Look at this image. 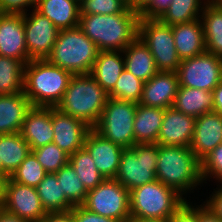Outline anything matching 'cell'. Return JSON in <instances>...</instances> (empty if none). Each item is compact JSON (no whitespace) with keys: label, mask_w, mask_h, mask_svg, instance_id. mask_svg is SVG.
<instances>
[{"label":"cell","mask_w":222,"mask_h":222,"mask_svg":"<svg viewBox=\"0 0 222 222\" xmlns=\"http://www.w3.org/2000/svg\"><path fill=\"white\" fill-rule=\"evenodd\" d=\"M197 207V222H222L217 216L208 210L204 205Z\"/></svg>","instance_id":"bcb514c9"},{"label":"cell","mask_w":222,"mask_h":222,"mask_svg":"<svg viewBox=\"0 0 222 222\" xmlns=\"http://www.w3.org/2000/svg\"><path fill=\"white\" fill-rule=\"evenodd\" d=\"M177 75L179 86L213 91L222 81V58L205 51L182 60Z\"/></svg>","instance_id":"8fae6325"},{"label":"cell","mask_w":222,"mask_h":222,"mask_svg":"<svg viewBox=\"0 0 222 222\" xmlns=\"http://www.w3.org/2000/svg\"><path fill=\"white\" fill-rule=\"evenodd\" d=\"M213 110L222 115V81L213 89Z\"/></svg>","instance_id":"7dc6e473"},{"label":"cell","mask_w":222,"mask_h":222,"mask_svg":"<svg viewBox=\"0 0 222 222\" xmlns=\"http://www.w3.org/2000/svg\"><path fill=\"white\" fill-rule=\"evenodd\" d=\"M23 16L25 42L29 59H46L56 42L59 29L34 8L30 16L27 12L23 13Z\"/></svg>","instance_id":"7c38bea8"},{"label":"cell","mask_w":222,"mask_h":222,"mask_svg":"<svg viewBox=\"0 0 222 222\" xmlns=\"http://www.w3.org/2000/svg\"><path fill=\"white\" fill-rule=\"evenodd\" d=\"M158 143L135 144L123 150L115 179L129 192L156 180Z\"/></svg>","instance_id":"52a82bcc"},{"label":"cell","mask_w":222,"mask_h":222,"mask_svg":"<svg viewBox=\"0 0 222 222\" xmlns=\"http://www.w3.org/2000/svg\"><path fill=\"white\" fill-rule=\"evenodd\" d=\"M0 222H27L18 215L6 211L3 207L0 209Z\"/></svg>","instance_id":"c3c4849f"},{"label":"cell","mask_w":222,"mask_h":222,"mask_svg":"<svg viewBox=\"0 0 222 222\" xmlns=\"http://www.w3.org/2000/svg\"><path fill=\"white\" fill-rule=\"evenodd\" d=\"M131 219H169L187 200L158 180L129 192Z\"/></svg>","instance_id":"8992f818"},{"label":"cell","mask_w":222,"mask_h":222,"mask_svg":"<svg viewBox=\"0 0 222 222\" xmlns=\"http://www.w3.org/2000/svg\"><path fill=\"white\" fill-rule=\"evenodd\" d=\"M172 33L177 55L181 61L206 51L203 25L200 19L172 25Z\"/></svg>","instance_id":"44dd1931"},{"label":"cell","mask_w":222,"mask_h":222,"mask_svg":"<svg viewBox=\"0 0 222 222\" xmlns=\"http://www.w3.org/2000/svg\"><path fill=\"white\" fill-rule=\"evenodd\" d=\"M80 14H119L127 13V0H82L80 3Z\"/></svg>","instance_id":"74e56055"},{"label":"cell","mask_w":222,"mask_h":222,"mask_svg":"<svg viewBox=\"0 0 222 222\" xmlns=\"http://www.w3.org/2000/svg\"><path fill=\"white\" fill-rule=\"evenodd\" d=\"M30 152L29 144L21 136L20 132L0 134L2 174L9 178Z\"/></svg>","instance_id":"83f0119b"},{"label":"cell","mask_w":222,"mask_h":222,"mask_svg":"<svg viewBox=\"0 0 222 222\" xmlns=\"http://www.w3.org/2000/svg\"><path fill=\"white\" fill-rule=\"evenodd\" d=\"M189 203V204H188ZM169 222H197V207L185 202L170 218Z\"/></svg>","instance_id":"7bdbcfd3"},{"label":"cell","mask_w":222,"mask_h":222,"mask_svg":"<svg viewBox=\"0 0 222 222\" xmlns=\"http://www.w3.org/2000/svg\"><path fill=\"white\" fill-rule=\"evenodd\" d=\"M201 175L203 181L214 175L222 183V143L201 161Z\"/></svg>","instance_id":"f35d334b"},{"label":"cell","mask_w":222,"mask_h":222,"mask_svg":"<svg viewBox=\"0 0 222 222\" xmlns=\"http://www.w3.org/2000/svg\"><path fill=\"white\" fill-rule=\"evenodd\" d=\"M88 211L120 222H129V191L115 178L105 179L95 189L89 190L82 205Z\"/></svg>","instance_id":"30bf717a"},{"label":"cell","mask_w":222,"mask_h":222,"mask_svg":"<svg viewBox=\"0 0 222 222\" xmlns=\"http://www.w3.org/2000/svg\"><path fill=\"white\" fill-rule=\"evenodd\" d=\"M195 120V117L185 115L173 107L165 109L157 143L189 147L194 134Z\"/></svg>","instance_id":"ac0fdd59"},{"label":"cell","mask_w":222,"mask_h":222,"mask_svg":"<svg viewBox=\"0 0 222 222\" xmlns=\"http://www.w3.org/2000/svg\"><path fill=\"white\" fill-rule=\"evenodd\" d=\"M69 163L87 191L95 189L105 180L97 170L93 158L85 147L70 155Z\"/></svg>","instance_id":"1f68e13d"},{"label":"cell","mask_w":222,"mask_h":222,"mask_svg":"<svg viewBox=\"0 0 222 222\" xmlns=\"http://www.w3.org/2000/svg\"><path fill=\"white\" fill-rule=\"evenodd\" d=\"M0 56L20 60L24 65L30 61L23 13H0Z\"/></svg>","instance_id":"5bb4252c"},{"label":"cell","mask_w":222,"mask_h":222,"mask_svg":"<svg viewBox=\"0 0 222 222\" xmlns=\"http://www.w3.org/2000/svg\"><path fill=\"white\" fill-rule=\"evenodd\" d=\"M24 70L25 65L20 60L0 56V95L23 92Z\"/></svg>","instance_id":"4dcf8cb0"},{"label":"cell","mask_w":222,"mask_h":222,"mask_svg":"<svg viewBox=\"0 0 222 222\" xmlns=\"http://www.w3.org/2000/svg\"><path fill=\"white\" fill-rule=\"evenodd\" d=\"M222 185V183H221ZM212 197H209V200H206V204H203L208 208L215 216L222 220V186L218 190L214 191Z\"/></svg>","instance_id":"ee69618b"},{"label":"cell","mask_w":222,"mask_h":222,"mask_svg":"<svg viewBox=\"0 0 222 222\" xmlns=\"http://www.w3.org/2000/svg\"><path fill=\"white\" fill-rule=\"evenodd\" d=\"M62 193L73 206L84 204L88 191L78 178L73 167L68 162L61 167L56 173Z\"/></svg>","instance_id":"836d02e7"},{"label":"cell","mask_w":222,"mask_h":222,"mask_svg":"<svg viewBox=\"0 0 222 222\" xmlns=\"http://www.w3.org/2000/svg\"><path fill=\"white\" fill-rule=\"evenodd\" d=\"M72 76L47 59L30 60L25 65L23 93L32 106L56 107Z\"/></svg>","instance_id":"3957f363"},{"label":"cell","mask_w":222,"mask_h":222,"mask_svg":"<svg viewBox=\"0 0 222 222\" xmlns=\"http://www.w3.org/2000/svg\"><path fill=\"white\" fill-rule=\"evenodd\" d=\"M20 134L30 150L53 142L52 107L32 106L24 118Z\"/></svg>","instance_id":"ffe728a7"},{"label":"cell","mask_w":222,"mask_h":222,"mask_svg":"<svg viewBox=\"0 0 222 222\" xmlns=\"http://www.w3.org/2000/svg\"><path fill=\"white\" fill-rule=\"evenodd\" d=\"M138 37L149 48L158 71L177 72L181 60L177 55L172 26L159 19L139 17Z\"/></svg>","instance_id":"9c48e42d"},{"label":"cell","mask_w":222,"mask_h":222,"mask_svg":"<svg viewBox=\"0 0 222 222\" xmlns=\"http://www.w3.org/2000/svg\"><path fill=\"white\" fill-rule=\"evenodd\" d=\"M136 107L135 102L109 97L93 129L105 139L124 149L133 147L135 145L133 123Z\"/></svg>","instance_id":"ba28073f"},{"label":"cell","mask_w":222,"mask_h":222,"mask_svg":"<svg viewBox=\"0 0 222 222\" xmlns=\"http://www.w3.org/2000/svg\"><path fill=\"white\" fill-rule=\"evenodd\" d=\"M98 52L96 44L77 26L59 30L46 59L73 75L90 74Z\"/></svg>","instance_id":"5b68a950"},{"label":"cell","mask_w":222,"mask_h":222,"mask_svg":"<svg viewBox=\"0 0 222 222\" xmlns=\"http://www.w3.org/2000/svg\"><path fill=\"white\" fill-rule=\"evenodd\" d=\"M172 107L185 115L197 118L206 112L213 111V92L179 86Z\"/></svg>","instance_id":"4316f807"},{"label":"cell","mask_w":222,"mask_h":222,"mask_svg":"<svg viewBox=\"0 0 222 222\" xmlns=\"http://www.w3.org/2000/svg\"><path fill=\"white\" fill-rule=\"evenodd\" d=\"M139 13L80 14L78 27L99 51H123L138 36Z\"/></svg>","instance_id":"6da1fadb"},{"label":"cell","mask_w":222,"mask_h":222,"mask_svg":"<svg viewBox=\"0 0 222 222\" xmlns=\"http://www.w3.org/2000/svg\"><path fill=\"white\" fill-rule=\"evenodd\" d=\"M46 174L47 172L31 151L10 178L20 184L36 188L43 181Z\"/></svg>","instance_id":"d590c367"},{"label":"cell","mask_w":222,"mask_h":222,"mask_svg":"<svg viewBox=\"0 0 222 222\" xmlns=\"http://www.w3.org/2000/svg\"><path fill=\"white\" fill-rule=\"evenodd\" d=\"M35 7L33 0H0V13H25V7Z\"/></svg>","instance_id":"b9f144b4"},{"label":"cell","mask_w":222,"mask_h":222,"mask_svg":"<svg viewBox=\"0 0 222 222\" xmlns=\"http://www.w3.org/2000/svg\"><path fill=\"white\" fill-rule=\"evenodd\" d=\"M0 174H2V161H1V158H0Z\"/></svg>","instance_id":"db71d44e"},{"label":"cell","mask_w":222,"mask_h":222,"mask_svg":"<svg viewBox=\"0 0 222 222\" xmlns=\"http://www.w3.org/2000/svg\"><path fill=\"white\" fill-rule=\"evenodd\" d=\"M108 98V93L90 74L73 75L55 108L94 128Z\"/></svg>","instance_id":"277c9868"},{"label":"cell","mask_w":222,"mask_h":222,"mask_svg":"<svg viewBox=\"0 0 222 222\" xmlns=\"http://www.w3.org/2000/svg\"><path fill=\"white\" fill-rule=\"evenodd\" d=\"M31 108V101L23 92L0 95V134L20 132L24 118Z\"/></svg>","instance_id":"7402d4cb"},{"label":"cell","mask_w":222,"mask_h":222,"mask_svg":"<svg viewBox=\"0 0 222 222\" xmlns=\"http://www.w3.org/2000/svg\"><path fill=\"white\" fill-rule=\"evenodd\" d=\"M215 5H217L218 7L222 8V0H213L212 1Z\"/></svg>","instance_id":"f5cc1de1"},{"label":"cell","mask_w":222,"mask_h":222,"mask_svg":"<svg viewBox=\"0 0 222 222\" xmlns=\"http://www.w3.org/2000/svg\"><path fill=\"white\" fill-rule=\"evenodd\" d=\"M129 222H169V219H130Z\"/></svg>","instance_id":"816d5d0a"},{"label":"cell","mask_w":222,"mask_h":222,"mask_svg":"<svg viewBox=\"0 0 222 222\" xmlns=\"http://www.w3.org/2000/svg\"><path fill=\"white\" fill-rule=\"evenodd\" d=\"M156 180L182 196L203 182L201 161L190 147L159 145Z\"/></svg>","instance_id":"7a4b0ae2"},{"label":"cell","mask_w":222,"mask_h":222,"mask_svg":"<svg viewBox=\"0 0 222 222\" xmlns=\"http://www.w3.org/2000/svg\"><path fill=\"white\" fill-rule=\"evenodd\" d=\"M222 115L216 111L206 112L195 120V129L190 144L191 150L202 161L222 143Z\"/></svg>","instance_id":"e0dca14e"},{"label":"cell","mask_w":222,"mask_h":222,"mask_svg":"<svg viewBox=\"0 0 222 222\" xmlns=\"http://www.w3.org/2000/svg\"><path fill=\"white\" fill-rule=\"evenodd\" d=\"M202 1L173 0L169 5V8L163 13L159 20L166 25L172 26L176 24L192 22L196 19H199V11L203 10L205 8L204 5H206L208 2L204 0V3L202 5Z\"/></svg>","instance_id":"d6a6232c"},{"label":"cell","mask_w":222,"mask_h":222,"mask_svg":"<svg viewBox=\"0 0 222 222\" xmlns=\"http://www.w3.org/2000/svg\"><path fill=\"white\" fill-rule=\"evenodd\" d=\"M120 52L111 50L99 51L90 72V75L107 93L114 88L120 74L124 70V57H122Z\"/></svg>","instance_id":"484cf974"},{"label":"cell","mask_w":222,"mask_h":222,"mask_svg":"<svg viewBox=\"0 0 222 222\" xmlns=\"http://www.w3.org/2000/svg\"><path fill=\"white\" fill-rule=\"evenodd\" d=\"M201 12L206 51L222 58V8L207 2Z\"/></svg>","instance_id":"f1b7e54d"},{"label":"cell","mask_w":222,"mask_h":222,"mask_svg":"<svg viewBox=\"0 0 222 222\" xmlns=\"http://www.w3.org/2000/svg\"><path fill=\"white\" fill-rule=\"evenodd\" d=\"M8 177L4 174H0V206L3 207L5 201L6 183Z\"/></svg>","instance_id":"f907efd6"},{"label":"cell","mask_w":222,"mask_h":222,"mask_svg":"<svg viewBox=\"0 0 222 222\" xmlns=\"http://www.w3.org/2000/svg\"><path fill=\"white\" fill-rule=\"evenodd\" d=\"M84 147L93 158L97 170L105 179L116 177L123 147L105 139L93 128L85 138Z\"/></svg>","instance_id":"2e32d148"},{"label":"cell","mask_w":222,"mask_h":222,"mask_svg":"<svg viewBox=\"0 0 222 222\" xmlns=\"http://www.w3.org/2000/svg\"><path fill=\"white\" fill-rule=\"evenodd\" d=\"M151 0H127L128 7L138 13L150 2Z\"/></svg>","instance_id":"681fc988"},{"label":"cell","mask_w":222,"mask_h":222,"mask_svg":"<svg viewBox=\"0 0 222 222\" xmlns=\"http://www.w3.org/2000/svg\"><path fill=\"white\" fill-rule=\"evenodd\" d=\"M53 142L69 156L84 147L85 138L92 129L85 122L52 107Z\"/></svg>","instance_id":"9a60e30c"},{"label":"cell","mask_w":222,"mask_h":222,"mask_svg":"<svg viewBox=\"0 0 222 222\" xmlns=\"http://www.w3.org/2000/svg\"><path fill=\"white\" fill-rule=\"evenodd\" d=\"M179 87L177 72L158 71L144 82L139 104L158 108H171Z\"/></svg>","instance_id":"d6986e66"},{"label":"cell","mask_w":222,"mask_h":222,"mask_svg":"<svg viewBox=\"0 0 222 222\" xmlns=\"http://www.w3.org/2000/svg\"><path fill=\"white\" fill-rule=\"evenodd\" d=\"M71 211L74 214L75 222H120L108 217H103L96 213L88 211L86 208L81 206H74Z\"/></svg>","instance_id":"60d3db41"},{"label":"cell","mask_w":222,"mask_h":222,"mask_svg":"<svg viewBox=\"0 0 222 222\" xmlns=\"http://www.w3.org/2000/svg\"><path fill=\"white\" fill-rule=\"evenodd\" d=\"M165 109L137 103L133 123L135 144L157 143Z\"/></svg>","instance_id":"d4e9b609"},{"label":"cell","mask_w":222,"mask_h":222,"mask_svg":"<svg viewBox=\"0 0 222 222\" xmlns=\"http://www.w3.org/2000/svg\"><path fill=\"white\" fill-rule=\"evenodd\" d=\"M31 151L47 173H56L69 162V155L54 142Z\"/></svg>","instance_id":"8d00e7d4"},{"label":"cell","mask_w":222,"mask_h":222,"mask_svg":"<svg viewBox=\"0 0 222 222\" xmlns=\"http://www.w3.org/2000/svg\"><path fill=\"white\" fill-rule=\"evenodd\" d=\"M36 190L46 212H65L74 207L62 193L55 173H47Z\"/></svg>","instance_id":"f546056e"},{"label":"cell","mask_w":222,"mask_h":222,"mask_svg":"<svg viewBox=\"0 0 222 222\" xmlns=\"http://www.w3.org/2000/svg\"><path fill=\"white\" fill-rule=\"evenodd\" d=\"M121 53L125 54L124 68L143 82L158 72L153 55L138 36Z\"/></svg>","instance_id":"cb8c5ba5"},{"label":"cell","mask_w":222,"mask_h":222,"mask_svg":"<svg viewBox=\"0 0 222 222\" xmlns=\"http://www.w3.org/2000/svg\"><path fill=\"white\" fill-rule=\"evenodd\" d=\"M34 9L59 30L75 28L79 24L80 5L76 0H38Z\"/></svg>","instance_id":"603a6c76"},{"label":"cell","mask_w":222,"mask_h":222,"mask_svg":"<svg viewBox=\"0 0 222 222\" xmlns=\"http://www.w3.org/2000/svg\"><path fill=\"white\" fill-rule=\"evenodd\" d=\"M3 208L27 222H40L46 213L36 188L15 182L10 177L6 183Z\"/></svg>","instance_id":"4fadbf2b"},{"label":"cell","mask_w":222,"mask_h":222,"mask_svg":"<svg viewBox=\"0 0 222 222\" xmlns=\"http://www.w3.org/2000/svg\"><path fill=\"white\" fill-rule=\"evenodd\" d=\"M40 222H75L71 210L65 212H46Z\"/></svg>","instance_id":"f6af8a7d"},{"label":"cell","mask_w":222,"mask_h":222,"mask_svg":"<svg viewBox=\"0 0 222 222\" xmlns=\"http://www.w3.org/2000/svg\"><path fill=\"white\" fill-rule=\"evenodd\" d=\"M143 86L144 82L142 80L124 68L114 88L108 93V97L139 103L142 97Z\"/></svg>","instance_id":"e575fe53"},{"label":"cell","mask_w":222,"mask_h":222,"mask_svg":"<svg viewBox=\"0 0 222 222\" xmlns=\"http://www.w3.org/2000/svg\"><path fill=\"white\" fill-rule=\"evenodd\" d=\"M173 0H151L140 12L139 17L145 19H159L169 8Z\"/></svg>","instance_id":"ab89813d"}]
</instances>
